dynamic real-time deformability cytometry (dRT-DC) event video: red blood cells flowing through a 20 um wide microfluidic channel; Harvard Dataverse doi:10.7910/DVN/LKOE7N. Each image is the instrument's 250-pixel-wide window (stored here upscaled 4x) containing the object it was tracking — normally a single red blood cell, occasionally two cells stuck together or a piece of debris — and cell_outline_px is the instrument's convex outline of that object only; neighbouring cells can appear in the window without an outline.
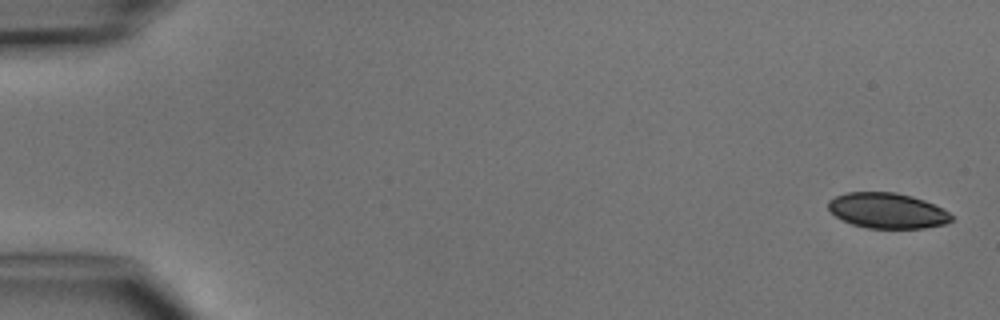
{"species": "common noctule bat (a hibernating species)", "species_latin": "Nyctalus noctula", "temperature_condition": "cold", "stored_images_in_passage": 4, "camera_frame_rate_fps": 3000, "um_per_image_px": 0.085, "animal": {"sex": "male", "body_mass_g": 15.6}, "frame": {"image": 1, "passage_image": 1, "time_ms": 0.0, "image_size_px": [1000, 320], "cell_outline_px": [[952, 220], [948, 224], [924, 228], [868, 228], [852, 224], [836, 216], [828, 208], [828, 200], [836, 196], [848, 192], [896, 192], [912, 196], [924, 200], [948, 212], [952, 216]], "centroid_in_image_um": [75.43, 17.9], "position_along_channel_um": 9.6, "area_um2": 25.32}}
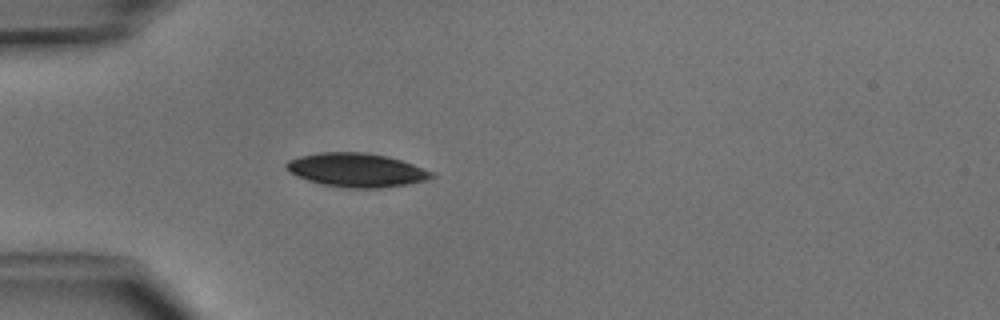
{"frame": {"image": 2, "passage_image": 4, "time_ms": 4.333, "image_size_px": [1000, 320], "cell_outline_px": [[436, 176], [432, 180], [380, 188], [348, 188], [324, 184], [308, 180], [288, 172], [284, 168], [284, 164], [288, 160], [300, 156], [316, 152], [364, 152], [388, 156], [436, 172]], "centroid_in_image_um": [30.33, 14.45], "position_along_channel_um": 54.7, "area_um2": 28.9}}